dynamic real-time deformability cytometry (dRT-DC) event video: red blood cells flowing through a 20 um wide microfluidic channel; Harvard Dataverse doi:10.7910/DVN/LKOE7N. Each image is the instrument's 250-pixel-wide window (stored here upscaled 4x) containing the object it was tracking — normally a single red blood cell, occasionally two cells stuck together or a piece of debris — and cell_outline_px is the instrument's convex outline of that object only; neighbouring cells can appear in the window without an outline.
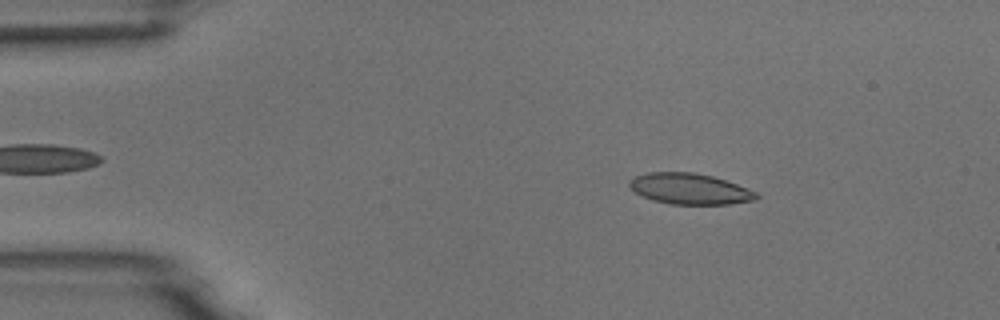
{"species": "common noctule bat (a hibernating species)", "species_latin": "Nyctalus noctula", "temperature_condition": "room temperature", "stored_images_in_passage": 46, "camera_frame_rate_fps": 3000, "um_per_image_px": 0.085, "animal": {"sex": "male", "body_mass_g": 18.8}, "frame": {"image": 1, "passage_image": 8, "time_ms": 2.333, "image_size_px": [1000, 320], "cell_outline_px": [[760, 196], [756, 200], [728, 204], [672, 204], [652, 200], [636, 192], [628, 184], [628, 180], [636, 176], [648, 172], [692, 172], [712, 176], [748, 188], [756, 192]], "centroid_in_image_um": [58.64, 16.05], "position_along_channel_um": 26.4, "area_um2": 22.72}}
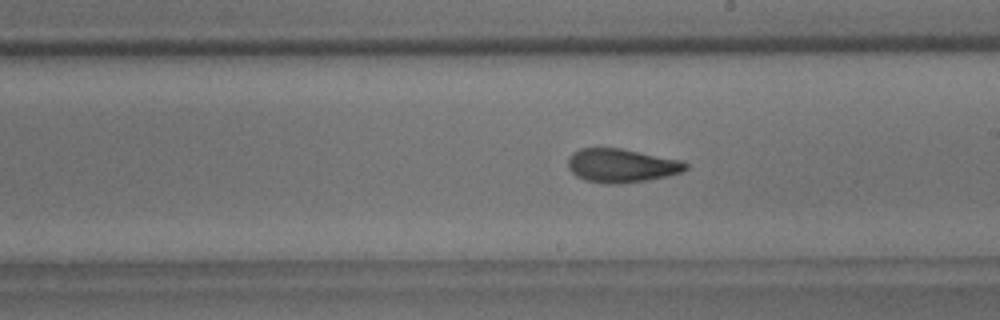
{"frame": {"image": 2, "passage_image": 30, "time_ms": 9.667, "image_size_px": [1000, 320], "cell_outline_px": [[688, 168], [680, 172], [668, 176], [648, 180], [616, 184], [608, 184], [584, 180], [576, 176], [568, 168], [568, 160], [572, 152], [580, 148], [620, 148], [684, 160], [688, 164]], "centroid_in_image_um": [52.84, 14.07], "position_along_channel_um": 236.2, "area_um2": 23.29}}
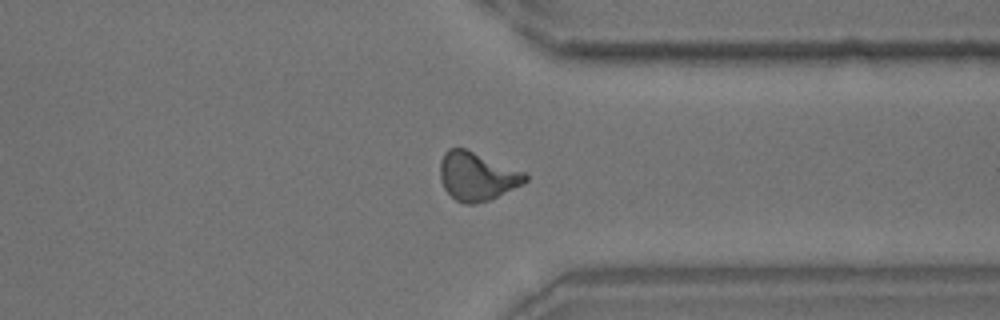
{"frame": {"image": 3, "passage_image": 41, "time_ms": 13.333, "image_size_px": [1000, 320], "cell_outline_px": [[528, 180], [488, 200], [476, 204], [464, 204], [456, 200], [444, 188], [440, 180], [440, 160], [444, 152], [448, 148], [464, 148], [524, 172], [528, 176]], "centroid_in_image_um": [40.48, 14.98], "position_along_channel_um": 370.9, "area_um2": 23.58}, "authors_computed_cell_mechanics": {"area_um2": 22.9755, "velocity_mm_per_s": 3.7165, "shape_relaxation_time_tau1_ms": 4.8782, "shape_relaxation_time_tau2_ms": 1.7361, "deformation_change_tau1": 0.1525, "deformation_change_tau2": 0.0966}}